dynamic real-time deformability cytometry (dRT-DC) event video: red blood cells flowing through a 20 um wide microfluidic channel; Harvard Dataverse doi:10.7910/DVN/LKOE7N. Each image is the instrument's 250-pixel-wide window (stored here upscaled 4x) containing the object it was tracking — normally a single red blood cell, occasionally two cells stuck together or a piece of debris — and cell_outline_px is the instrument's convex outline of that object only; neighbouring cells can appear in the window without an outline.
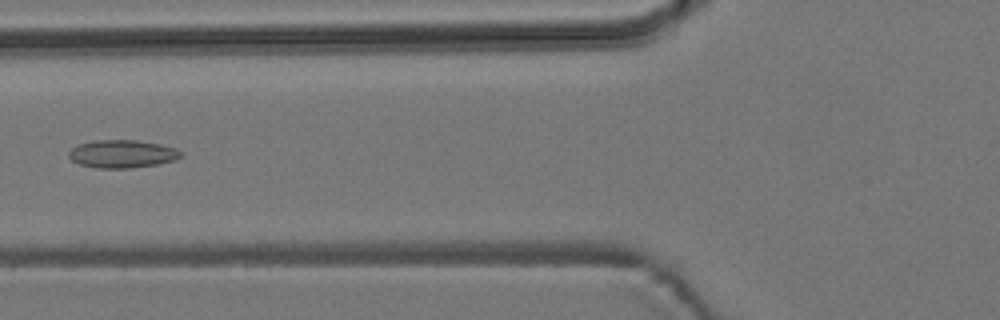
{"species": "common noctule bat (a hibernating species)", "species_latin": "Nyctalus noctula", "temperature_condition": "room temperature", "stored_images_in_passage": 7, "camera_frame_rate_fps": 3000, "um_per_image_px": 0.085, "animal": {"sex": "male", "body_mass_g": 19.2, "forearm_length_mm": 51.8}, "frame": {"image": 1, "passage_image": 6, "time_ms": 5.667, "image_size_px": [1000, 320], "cell_outline_px": [[184, 156], [176, 160], [156, 164], [132, 168], [96, 168], [80, 164], [72, 160], [68, 156], [68, 152], [72, 148], [80, 144], [96, 140], [136, 140], [160, 144], [176, 148], [184, 152]], "centroid_in_image_um": [10.44, 13.08], "position_along_channel_um": 115.4, "area_um2": 18.32}}
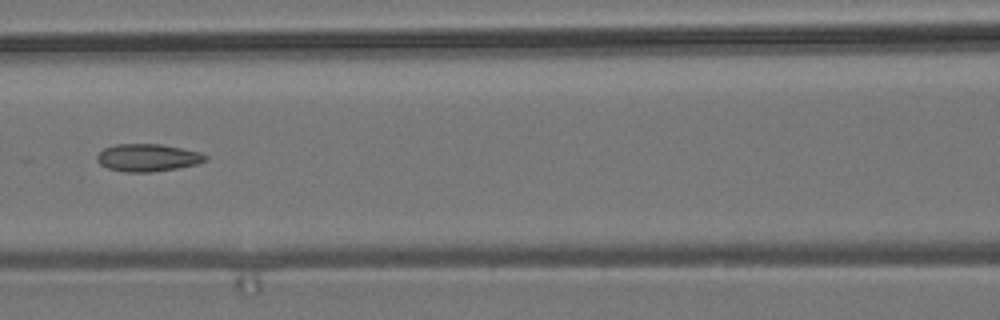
{"frame": {"image": 2, "passage_image": 7, "time_ms": 6.667, "image_size_px": [1000, 320], "cell_outline_px": [[208, 160], [196, 164], [176, 168], [152, 172], [124, 172], [108, 168], [100, 164], [96, 160], [96, 156], [104, 148], [116, 144], [160, 144], [200, 152], [208, 156]], "centroid_in_image_um": [12.54, 13.4], "position_along_channel_um": 154.1, "area_um2": 17.34}}